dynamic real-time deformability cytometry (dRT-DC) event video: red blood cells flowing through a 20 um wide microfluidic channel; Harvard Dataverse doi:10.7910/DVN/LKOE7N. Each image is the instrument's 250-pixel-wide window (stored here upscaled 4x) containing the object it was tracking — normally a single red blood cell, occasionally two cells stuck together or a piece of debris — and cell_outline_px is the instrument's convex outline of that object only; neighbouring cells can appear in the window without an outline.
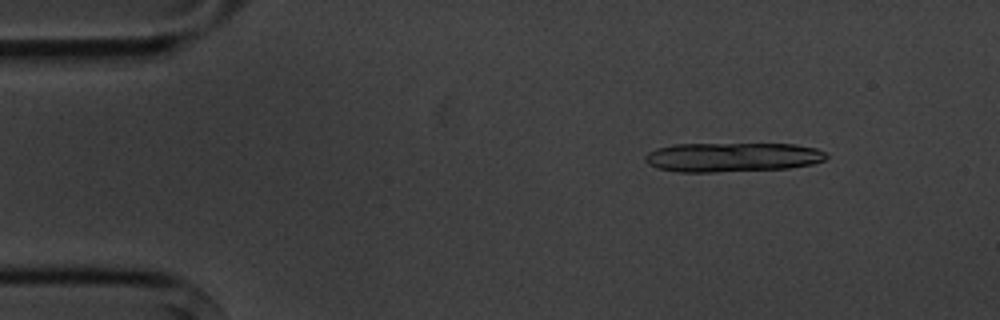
{"species": "common noctule bat (a hibernating species)", "species_latin": "Nyctalus noctula", "temperature_condition": "cold", "stored_images_in_passage": 5, "camera_frame_rate_fps": 3000, "um_per_image_px": 0.085, "animal": {"sex": "male", "body_mass_g": 20.1, "forearm_length_mm": 53.5}, "frame": {"image": 1, "passage_image": 5, "time_ms": 4.667, "image_size_px": [1000, 320], "cell_outline_px": [[828, 156], [824, 160], [812, 164], [788, 168], [716, 172], [680, 172], [656, 168], [648, 164], [644, 160], [644, 156], [648, 152], [656, 148], [672, 144], [796, 144], [816, 148], [824, 152]], "centroid_in_image_um": [62.21, 13.36], "position_along_channel_um": 22.8, "area_um2": 31.1}}